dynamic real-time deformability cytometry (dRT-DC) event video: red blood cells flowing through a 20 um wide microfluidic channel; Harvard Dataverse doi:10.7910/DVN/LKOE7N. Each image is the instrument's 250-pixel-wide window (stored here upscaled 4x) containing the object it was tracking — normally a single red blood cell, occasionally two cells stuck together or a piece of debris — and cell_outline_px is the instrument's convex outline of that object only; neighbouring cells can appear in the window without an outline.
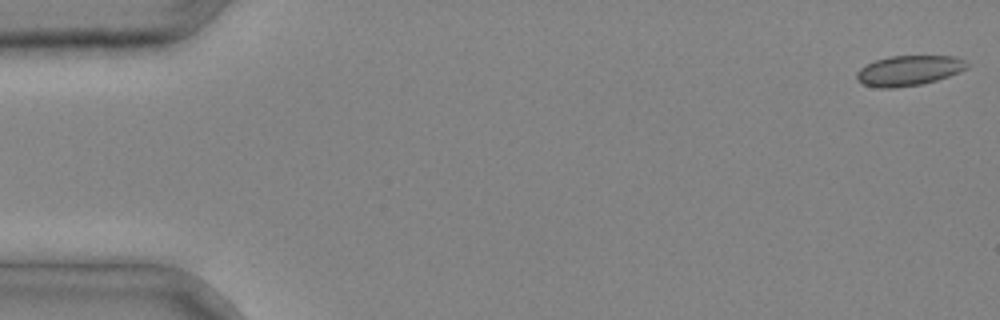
{"species": "common noctule bat (a hibernating species)", "species_latin": "Nyctalus noctula", "temperature_condition": "cold", "stored_images_in_passage": 35, "camera_frame_rate_fps": 3000, "um_per_image_px": 0.085, "animal": {"sex": "male", "body_mass_g": 20.4}, "frame": {"image": 1, "passage_image": 1, "time_ms": 0.0, "image_size_px": [1000, 320], "cell_outline_px": [[968, 68], [960, 72], [936, 80], [920, 84], [892, 88], [880, 88], [864, 84], [856, 80], [856, 72], [860, 68], [876, 60], [892, 56], [956, 56], [964, 60], [968, 64]], "centroid_in_image_um": [77.26, 5.99], "position_along_channel_um": 7.7, "area_um2": 19.25}}
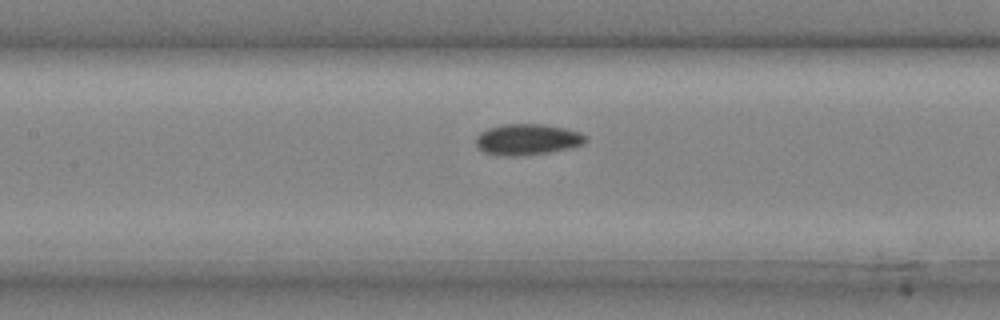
{"frame": {"image": 2, "passage_image": 18, "time_ms": 5.667, "image_size_px": [1000, 320], "cell_outline_px": [[588, 140], [584, 144], [568, 148], [548, 152], [520, 156], [496, 156], [484, 152], [476, 144], [476, 140], [480, 132], [488, 128], [504, 124], [540, 124], [564, 128], [580, 132], [588, 136]], "centroid_in_image_um": [44.84, 11.86], "position_along_channel_um": 162.6, "area_um2": 19.88}}
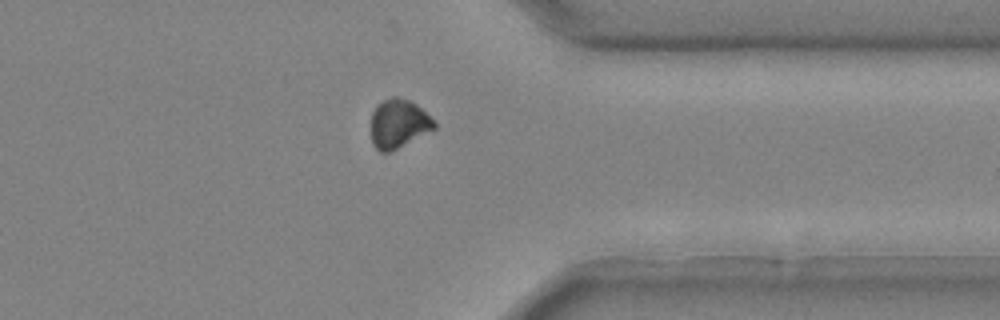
{"frame": {"image": 3, "passage_image": 31, "time_ms": 10.0, "image_size_px": [1000, 320], "cell_outline_px": [[436, 128], [388, 152], [380, 152], [372, 144], [372, 112], [376, 104], [392, 96], [396, 96], [408, 100], [416, 104], [436, 124]], "centroid_in_image_um": [33.84, 10.49], "position_along_channel_um": 377.6, "area_um2": 17.57}}